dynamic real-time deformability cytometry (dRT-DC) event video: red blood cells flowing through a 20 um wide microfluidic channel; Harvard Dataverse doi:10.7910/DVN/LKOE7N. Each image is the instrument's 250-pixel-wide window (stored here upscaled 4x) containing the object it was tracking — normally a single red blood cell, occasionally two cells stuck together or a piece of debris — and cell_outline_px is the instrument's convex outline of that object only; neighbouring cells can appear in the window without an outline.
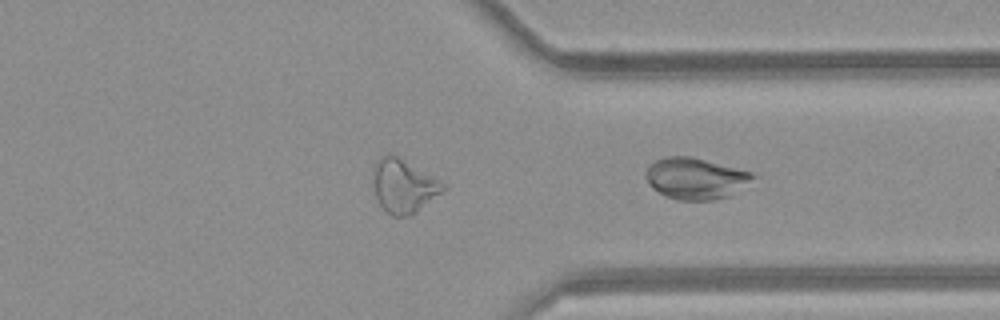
{"species": "common noctule bat (a hibernating species)", "species_latin": "Nyctalus noctula", "temperature_condition": "room temperature", "stored_images_in_passage": 22, "camera_frame_rate_fps": 3000, "um_per_image_px": 0.085, "animal": {"sex": "female", "body_mass_g": 21.9}, "frame": {"image": 1, "passage_image": 22, "time_ms": 7.0, "image_size_px": [1000, 320], "cell_outline_px": [[756, 176], [728, 196], [712, 200], [676, 200], [652, 188], [644, 176], [648, 168], [656, 160], [668, 156], [688, 156], [752, 172]], "centroid_in_image_um": [59.08, 15.17], "position_along_channel_um": 352.3, "area_um2": 25.14}}